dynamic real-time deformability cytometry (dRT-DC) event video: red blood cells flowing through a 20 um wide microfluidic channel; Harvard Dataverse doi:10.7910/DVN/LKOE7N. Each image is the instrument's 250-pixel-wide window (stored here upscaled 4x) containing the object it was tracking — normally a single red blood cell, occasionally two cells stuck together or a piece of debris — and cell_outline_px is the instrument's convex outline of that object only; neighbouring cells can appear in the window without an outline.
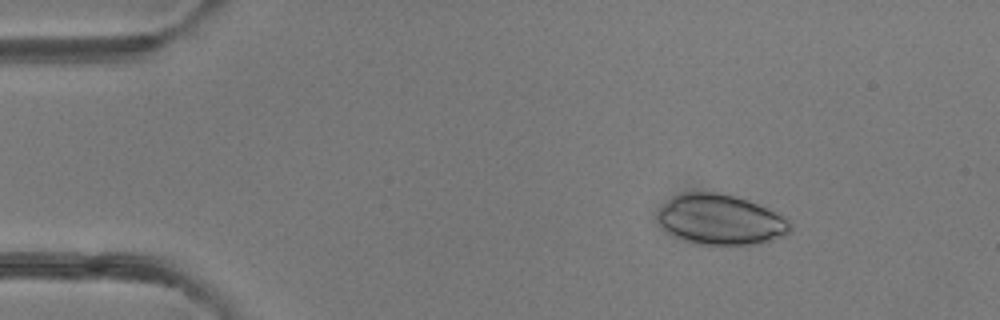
{"species": "common noctule bat (a hibernating species)", "species_latin": "Nyctalus noctula", "temperature_condition": "room temperature", "stored_images_in_passage": 48, "camera_frame_rate_fps": 3000, "um_per_image_px": 0.085, "animal": {"sex": "female"}, "frame": {"image": 1, "passage_image": 6, "time_ms": 1.667, "image_size_px": [1000, 320], "cell_outline_px": [[792, 224], [788, 232], [784, 236], [772, 240], [756, 244], [732, 248], [700, 244], [684, 240], [668, 232], [660, 224], [656, 216], [660, 208], [672, 196], [688, 192], [716, 192], [736, 196], [748, 200], [780, 216]], "centroid_in_image_um": [61.22, 18.71], "position_along_channel_um": 23.8, "area_um2": 39.02}}
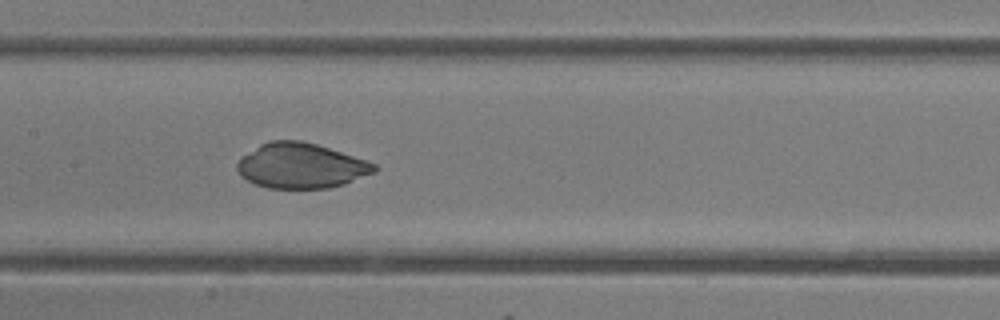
{"frame": {"image": 2, "passage_image": 23, "time_ms": 7.333, "image_size_px": [1000, 320], "cell_outline_px": [[380, 168], [376, 172], [344, 184], [328, 188], [268, 188], [256, 184], [240, 176], [236, 168], [236, 164], [240, 156], [260, 144], [268, 140], [300, 140], [316, 144], [368, 160], [376, 164]], "centroid_in_image_um": [25.58, 14.08], "position_along_channel_um": 181.8, "area_um2": 36.41}}
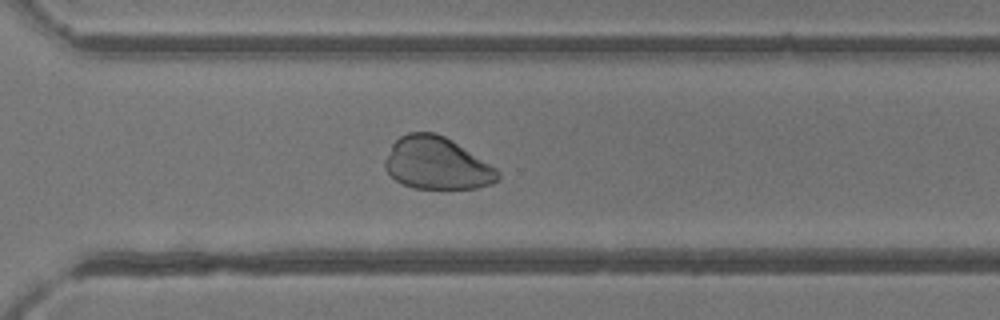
{"frame": {"image": 3, "passage_image": 34, "time_ms": 11.0, "image_size_px": [1000, 320], "cell_outline_px": [[500, 180], [492, 184], [476, 188], [412, 188], [396, 180], [384, 168], [384, 160], [392, 144], [400, 136], [408, 132], [436, 132], [452, 140], [496, 168], [500, 172]], "centroid_in_image_um": [37.13, 13.88], "position_along_channel_um": 333.5, "area_um2": 34.39}}